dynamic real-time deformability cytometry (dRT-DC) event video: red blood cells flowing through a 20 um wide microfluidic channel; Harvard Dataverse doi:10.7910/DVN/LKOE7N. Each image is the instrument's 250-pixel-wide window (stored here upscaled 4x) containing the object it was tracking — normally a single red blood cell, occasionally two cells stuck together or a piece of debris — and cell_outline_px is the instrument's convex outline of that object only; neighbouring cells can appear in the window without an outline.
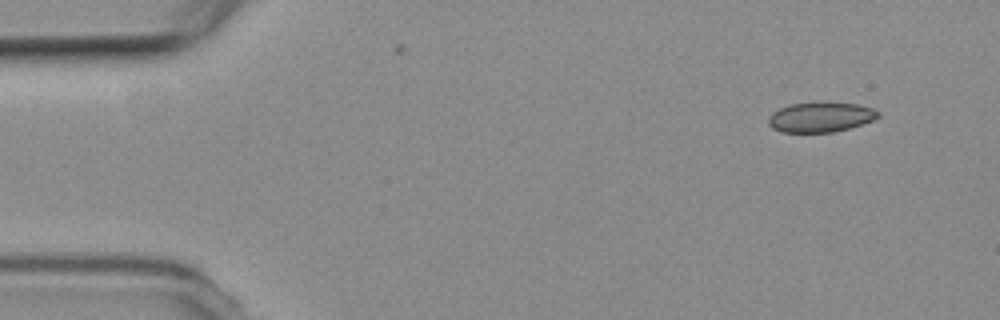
{"species": "common noctule bat (a hibernating species)", "species_latin": "Nyctalus noctula", "temperature_condition": "room temperature", "stored_images_in_passage": 4, "camera_frame_rate_fps": 3000, "um_per_image_px": 0.085, "animal": {"sex": "female", "body_mass_g": 19.3, "forearm_length_mm": 54.1}, "frame": {"image": 1, "passage_image": 1, "time_ms": 0.0, "image_size_px": [1000, 320], "cell_outline_px": [[880, 116], [872, 120], [848, 128], [832, 132], [780, 132], [772, 128], [768, 124], [768, 116], [772, 112], [780, 108], [792, 104], [824, 100], [856, 104], [872, 108], [880, 112]], "centroid_in_image_um": [69.72, 9.92], "position_along_channel_um": 15.3, "area_um2": 19.48}}
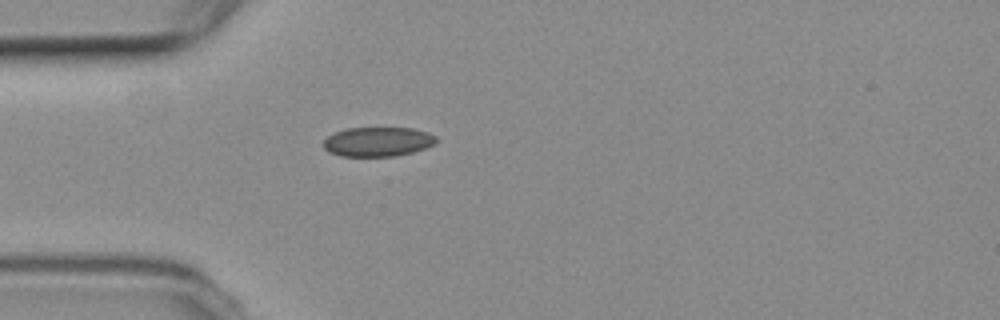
{"frame": {"image": 2, "passage_image": 4, "time_ms": 3.667, "image_size_px": [1000, 320], "cell_outline_px": [[436, 140], [432, 144], [424, 148], [412, 152], [396, 156], [340, 156], [328, 152], [324, 148], [324, 140], [328, 136], [336, 132], [348, 128], [412, 128], [428, 132], [436, 136]], "centroid_in_image_um": [32.09, 12.05], "position_along_channel_um": 52.9, "area_um2": 19.19}}